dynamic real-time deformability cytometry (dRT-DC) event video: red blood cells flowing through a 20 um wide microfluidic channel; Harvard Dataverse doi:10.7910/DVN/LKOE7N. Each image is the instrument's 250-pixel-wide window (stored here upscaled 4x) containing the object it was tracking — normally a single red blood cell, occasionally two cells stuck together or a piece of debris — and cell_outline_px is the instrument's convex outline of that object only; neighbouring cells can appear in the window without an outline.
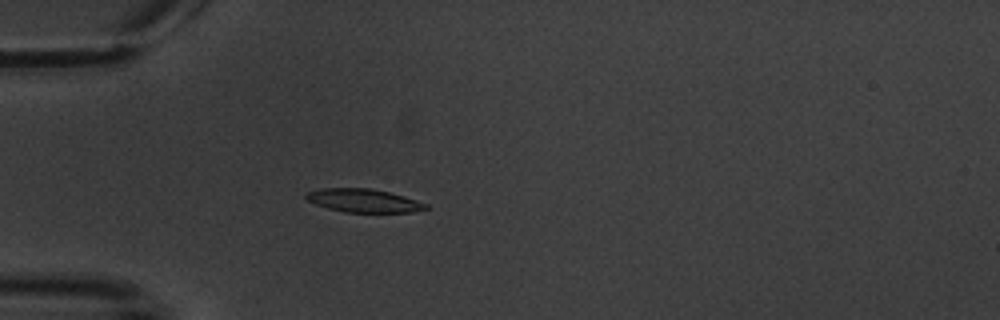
{"species": "common noctule bat (a hibernating species)", "species_latin": "Nyctalus noctula", "temperature_condition": "warm", "stored_images_in_passage": 6, "camera_frame_rate_fps": 3000, "um_per_image_px": 0.085, "animal": {"sex": "male", "body_mass_g": 20.1, "forearm_length_mm": 53.5}, "frame": {"image": 1, "passage_image": 5, "time_ms": 4.667, "image_size_px": [1000, 320], "cell_outline_px": [[428, 208], [412, 212], [344, 212], [328, 208], [316, 204], [308, 200], [304, 196], [308, 192], [320, 188], [368, 188], [388, 192], [404, 196], [428, 204]], "centroid_in_image_um": [30.9, 17.05], "position_along_channel_um": 54.1, "area_um2": 16.13}}